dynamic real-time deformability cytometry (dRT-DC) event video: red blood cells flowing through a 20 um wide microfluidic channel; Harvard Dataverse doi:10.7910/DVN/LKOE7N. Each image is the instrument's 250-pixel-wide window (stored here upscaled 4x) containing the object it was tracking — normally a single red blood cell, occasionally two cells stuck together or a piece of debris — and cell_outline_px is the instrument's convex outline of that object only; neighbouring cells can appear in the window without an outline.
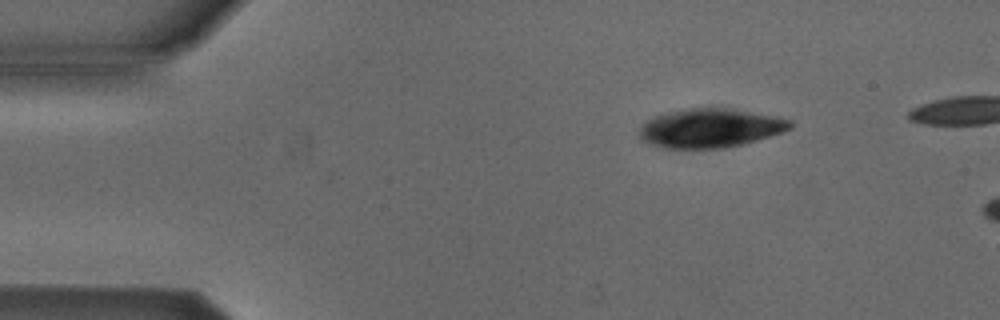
{"species": "Egyptian fruit bat (a non-hibernating species)", "species_latin": "Rousettus aegyptiacus", "temperature_condition": "cold", "stored_images_in_passage": 7, "camera_frame_rate_fps": 3000, "um_per_image_px": 0.085, "animal": {"sex": "male"}, "frame": {"image": 1, "passage_image": 1, "time_ms": 0.0, "image_size_px": [1000, 320], "cell_outline_px": [[792, 128], [744, 144], [724, 148], [664, 148], [648, 144], [640, 140], [640, 128], [652, 116], [668, 112], [688, 108], [732, 108], [792, 120]], "centroid_in_image_um": [60.33, 10.89], "position_along_channel_um": 24.7, "area_um2": 34.1}}